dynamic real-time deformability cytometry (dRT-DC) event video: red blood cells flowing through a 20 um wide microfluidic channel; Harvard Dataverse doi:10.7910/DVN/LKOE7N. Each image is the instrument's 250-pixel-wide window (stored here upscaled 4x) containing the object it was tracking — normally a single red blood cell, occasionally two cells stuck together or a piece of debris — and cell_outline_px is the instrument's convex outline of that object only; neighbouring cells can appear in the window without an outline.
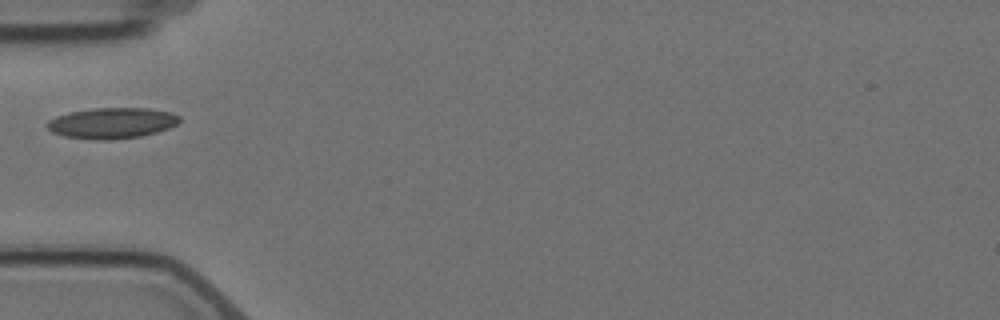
{"species": "Egyptian fruit bat (a non-hibernating species)", "species_latin": "Rousettus aegyptiacus", "temperature_condition": "cold", "stored_images_in_passage": 1, "camera_frame_rate_fps": 3000, "um_per_image_px": 0.085, "animal": {"sex": "female"}, "frame": {"image": 1, "passage_image": 1, "time_ms": 0.0, "image_size_px": [1000, 320], "cell_outline_px": [[180, 120], [176, 124], [168, 128], [156, 132], [140, 136], [108, 140], [96, 140], [64, 136], [52, 132], [44, 124], [48, 120], [56, 116], [68, 112], [96, 108], [148, 108], [172, 112], [180, 116]], "centroid_in_image_um": [9.49, 10.45], "position_along_channel_um": 75.5, "area_um2": 23.81}}